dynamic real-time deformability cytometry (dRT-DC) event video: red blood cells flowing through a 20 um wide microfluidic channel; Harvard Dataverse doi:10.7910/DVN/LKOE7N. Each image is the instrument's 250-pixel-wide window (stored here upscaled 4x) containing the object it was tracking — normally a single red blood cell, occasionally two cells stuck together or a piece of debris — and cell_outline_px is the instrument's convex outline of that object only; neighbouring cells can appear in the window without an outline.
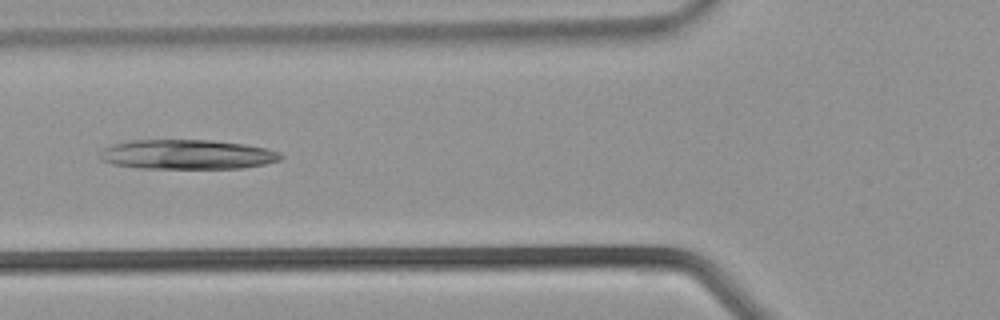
{"species": "common noctule bat (a hibernating species)", "species_latin": "Nyctalus noctula", "temperature_condition": "warm", "stored_images_in_passage": 37, "camera_frame_rate_fps": 3000, "um_per_image_px": 0.085, "animal": {"sex": "male", "body_mass_g": 21.5, "forearm_length_mm": 52.0}, "frame": {"image": 1, "passage_image": 14, "time_ms": 4.333, "image_size_px": [1000, 320], "cell_outline_px": [[284, 156], [280, 160], [264, 164], [244, 168], [140, 168], [112, 164], [100, 160], [100, 152], [104, 148], [112, 144], [132, 140], [212, 140], [244, 144], [264, 148], [280, 152]], "centroid_in_image_um": [15.9, 13.13], "position_along_channel_um": 109.9, "area_um2": 31.21}}
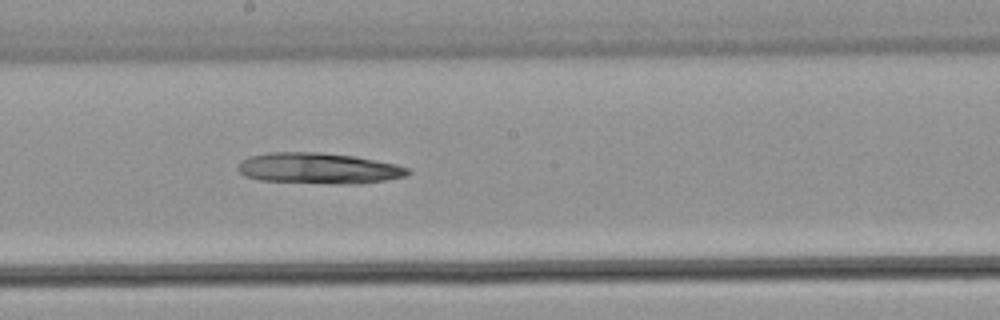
{"frame": {"image": 2, "passage_image": 20, "time_ms": 6.333, "image_size_px": [1000, 320], "cell_outline_px": [[412, 172], [408, 176], [388, 180], [360, 184], [332, 184], [260, 180], [244, 176], [236, 168], [248, 156], [268, 152], [320, 152], [356, 156], [396, 164], [408, 168]], "centroid_in_image_um": [27.14, 14.31], "position_along_channel_um": 221.1, "area_um2": 30.98}}
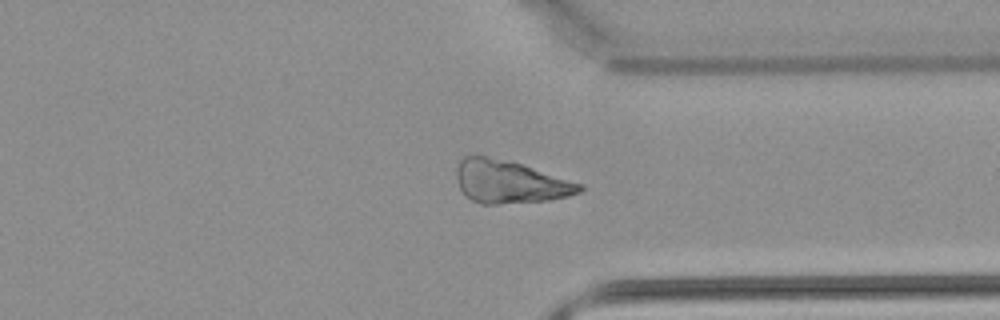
{"frame": {"image": 3, "passage_image": 28, "time_ms": 9.0, "image_size_px": [1000, 320], "cell_outline_px": [[584, 188], [580, 192], [568, 196], [552, 200], [496, 204], [480, 204], [464, 196], [460, 188], [456, 176], [456, 168], [460, 160], [464, 156], [484, 156], [520, 164], [584, 184]], "centroid_in_image_um": [43.33, 15.48], "position_along_channel_um": 368.1, "area_um2": 30.52}}